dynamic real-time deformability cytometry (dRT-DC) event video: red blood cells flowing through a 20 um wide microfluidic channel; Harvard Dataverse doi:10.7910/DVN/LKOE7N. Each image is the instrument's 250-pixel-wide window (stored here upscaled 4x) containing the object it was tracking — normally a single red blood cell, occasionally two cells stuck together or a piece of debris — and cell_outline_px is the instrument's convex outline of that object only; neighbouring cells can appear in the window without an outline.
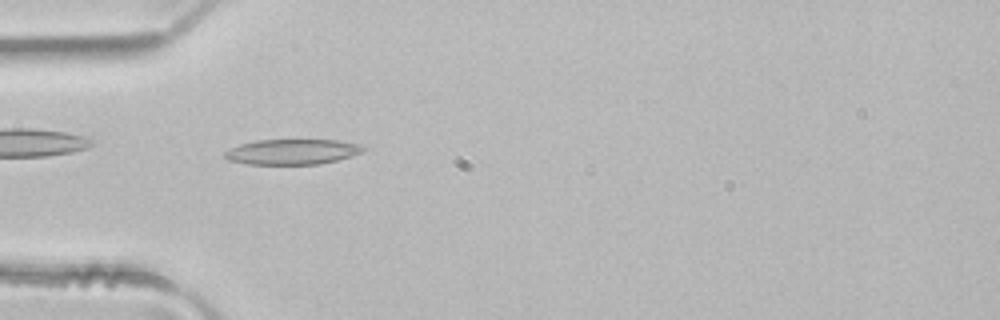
{"species": "common noctule bat (a hibernating species)", "species_latin": "Nyctalus noctula", "temperature_condition": "room temperature", "stored_images_in_passage": 27, "camera_frame_rate_fps": 3000, "um_per_image_px": 0.085, "animal": {"sex": "male", "body_mass_g": 21.5, "forearm_length_mm": 52.0}, "frame": {"image": 1, "passage_image": 7, "time_ms": 2.0, "image_size_px": [1000, 320], "cell_outline_px": [[364, 148], [360, 152], [352, 156], [320, 164], [248, 164], [228, 160], [224, 156], [224, 152], [240, 144], [256, 140], [336, 140], [360, 144]], "centroid_in_image_um": [24.82, 12.9], "position_along_channel_um": 60.2, "area_um2": 20.23}}
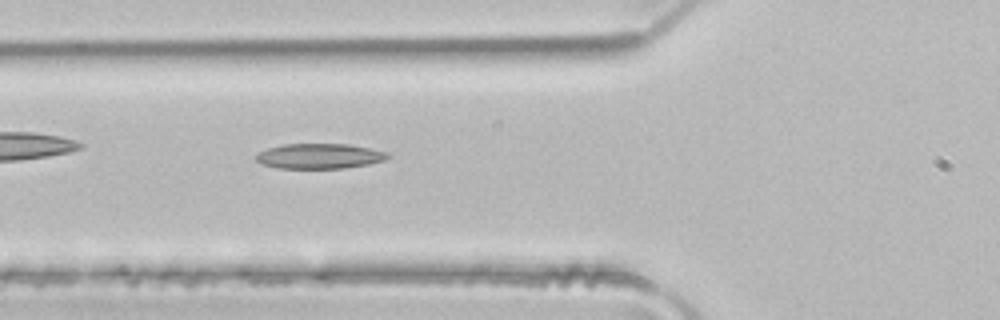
{"frame": {"image": 2, "passage_image": 10, "time_ms": 3.0, "image_size_px": [1000, 320], "cell_outline_px": [[392, 156], [384, 160], [368, 164], [344, 168], [276, 168], [260, 164], [256, 160], [256, 156], [260, 152], [268, 148], [284, 144], [348, 144], [388, 152]], "centroid_in_image_um": [27.16, 13.27], "position_along_channel_um": 98.6, "area_um2": 19.25}}
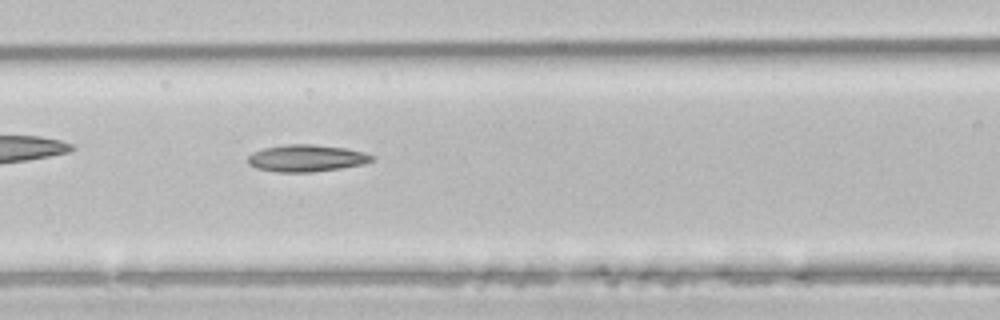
{"frame": {"image": 3, "passage_image": 13, "time_ms": 4.0, "image_size_px": [1000, 320], "cell_outline_px": [[376, 160], [364, 164], [340, 168], [312, 172], [280, 172], [256, 168], [248, 164], [248, 156], [252, 152], [264, 148], [288, 144], [312, 144], [344, 148], [364, 152], [376, 156]], "centroid_in_image_um": [26.08, 13.44], "position_along_channel_um": 140.5, "area_um2": 19.54}}